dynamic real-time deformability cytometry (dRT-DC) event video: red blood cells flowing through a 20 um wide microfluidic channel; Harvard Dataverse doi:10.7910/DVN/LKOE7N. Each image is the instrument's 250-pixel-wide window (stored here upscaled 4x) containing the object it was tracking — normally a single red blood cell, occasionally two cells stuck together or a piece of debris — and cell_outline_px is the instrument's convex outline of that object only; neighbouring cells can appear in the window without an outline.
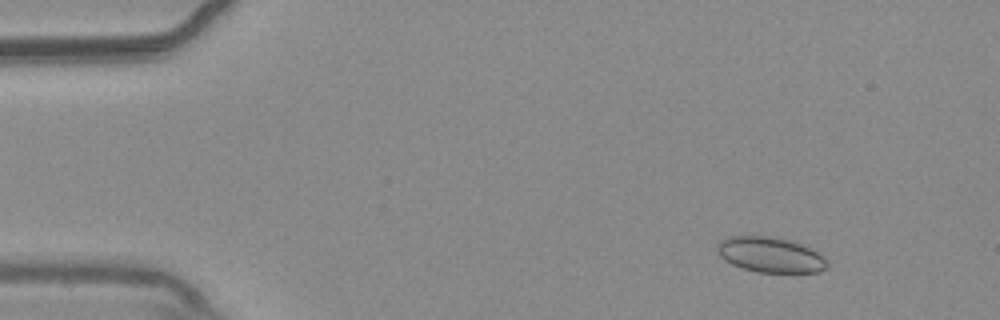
{"species": "common noctule bat (a hibernating species)", "species_latin": "Nyctalus noctula", "temperature_condition": "warm", "stored_images_in_passage": 54, "camera_frame_rate_fps": 3000, "um_per_image_px": 0.085, "animal": {"sex": "male", "body_mass_g": 20.4}, "frame": {"image": 1, "passage_image": 6, "time_ms": 1.667, "image_size_px": [1000, 320], "cell_outline_px": [[828, 268], [816, 272], [756, 272], [732, 264], [724, 260], [716, 252], [716, 244], [724, 236], [772, 236], [792, 240], [820, 252], [828, 260]], "centroid_in_image_um": [65.48, 21.64], "position_along_channel_um": 19.5, "area_um2": 23.06}}
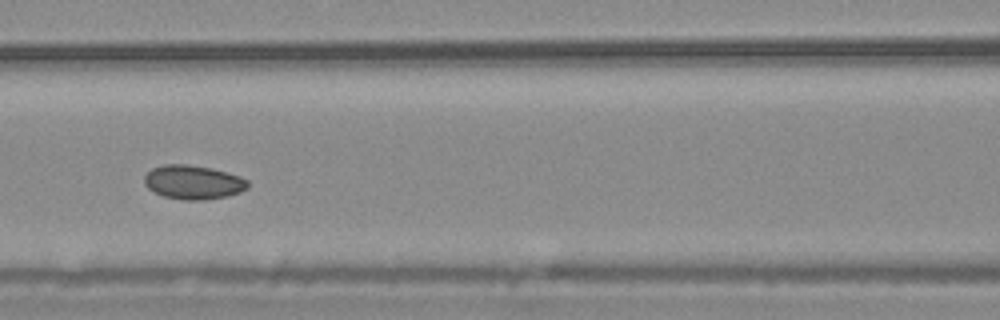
{"frame": {"image": 2, "passage_image": 24, "time_ms": 7.667, "image_size_px": [1000, 320], "cell_outline_px": [[248, 188], [240, 192], [228, 196], [204, 200], [184, 200], [164, 196], [152, 192], [144, 184], [144, 176], [152, 168], [164, 164], [184, 164], [212, 168], [240, 176], [248, 180]], "centroid_in_image_um": [16.41, 15.49], "position_along_channel_um": 150.2, "area_um2": 20.63}}
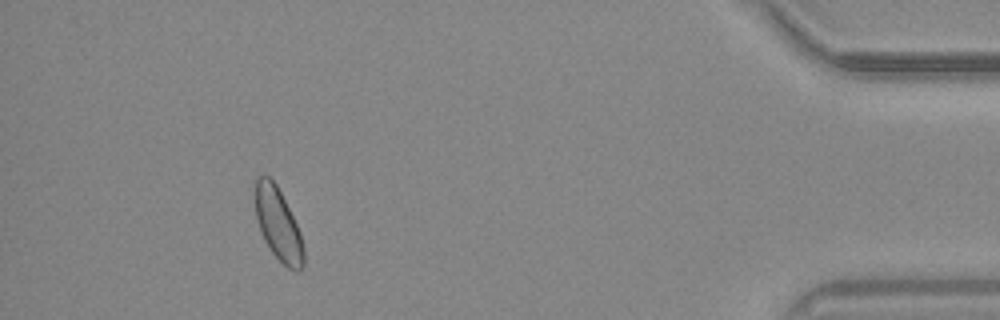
{"frame": {"image": 3, "passage_image": 50, "time_ms": 16.333, "image_size_px": [1000, 320], "cell_outline_px": [[304, 264], [300, 272], [296, 272], [288, 268], [272, 252], [264, 240], [260, 232], [256, 216], [252, 196], [252, 192], [256, 180], [260, 176], [268, 176], [276, 184], [300, 232], [304, 248]], "centroid_in_image_um": [23.61, 19.05], "position_along_channel_um": 411.6, "area_um2": 20.63}}